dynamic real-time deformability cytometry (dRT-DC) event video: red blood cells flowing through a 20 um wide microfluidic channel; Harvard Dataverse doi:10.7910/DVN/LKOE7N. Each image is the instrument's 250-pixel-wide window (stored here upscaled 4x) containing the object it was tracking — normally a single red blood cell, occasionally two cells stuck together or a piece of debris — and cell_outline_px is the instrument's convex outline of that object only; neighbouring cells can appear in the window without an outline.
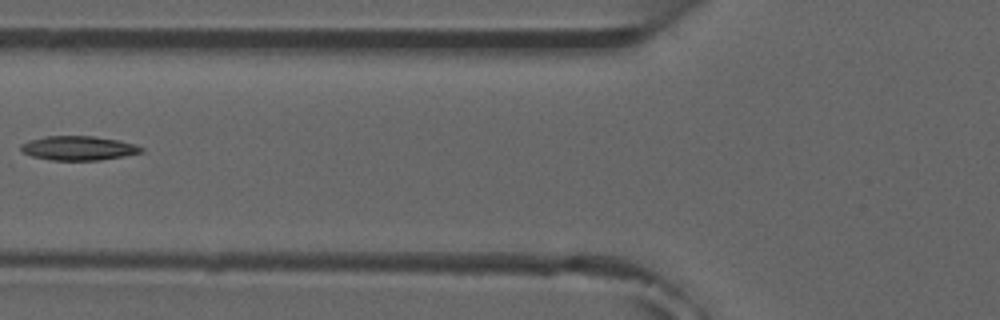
{"species": "common noctule bat (a hibernating species)", "species_latin": "Nyctalus noctula", "temperature_condition": "room temperature", "stored_images_in_passage": 7, "camera_frame_rate_fps": 3000, "um_per_image_px": 0.085, "animal": {"sex": "male", "forearm_length_mm": 52.5}, "frame": {"image": 1, "passage_image": 6, "time_ms": 6.0, "image_size_px": [1000, 320], "cell_outline_px": [[144, 152], [124, 156], [100, 160], [52, 160], [32, 156], [24, 152], [20, 148], [20, 144], [28, 140], [44, 136], [92, 136], [120, 140], [136, 144], [144, 148]], "centroid_in_image_um": [6.7, 12.58], "position_along_channel_um": 119.1, "area_um2": 17.11}}
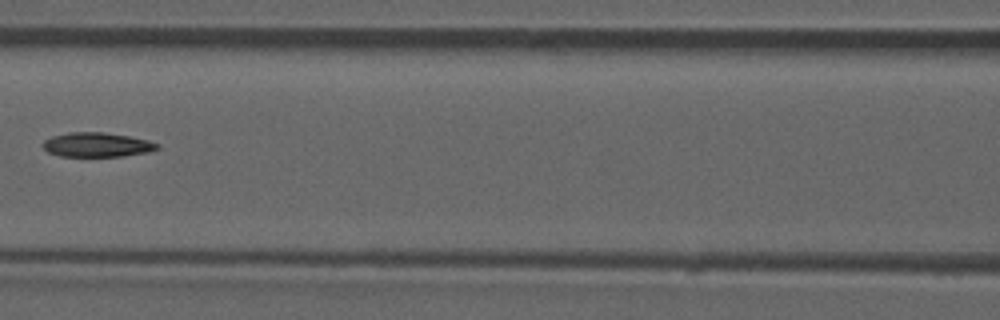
{"frame": {"image": 2, "passage_image": 7, "time_ms": 7.0, "image_size_px": [1000, 320], "cell_outline_px": [[160, 148], [148, 152], [124, 156], [60, 156], [48, 152], [40, 144], [44, 140], [52, 136], [68, 132], [104, 132], [128, 136], [148, 140], [160, 144]], "centroid_in_image_um": [8.24, 12.3], "position_along_channel_um": 158.4, "area_um2": 16.36}}